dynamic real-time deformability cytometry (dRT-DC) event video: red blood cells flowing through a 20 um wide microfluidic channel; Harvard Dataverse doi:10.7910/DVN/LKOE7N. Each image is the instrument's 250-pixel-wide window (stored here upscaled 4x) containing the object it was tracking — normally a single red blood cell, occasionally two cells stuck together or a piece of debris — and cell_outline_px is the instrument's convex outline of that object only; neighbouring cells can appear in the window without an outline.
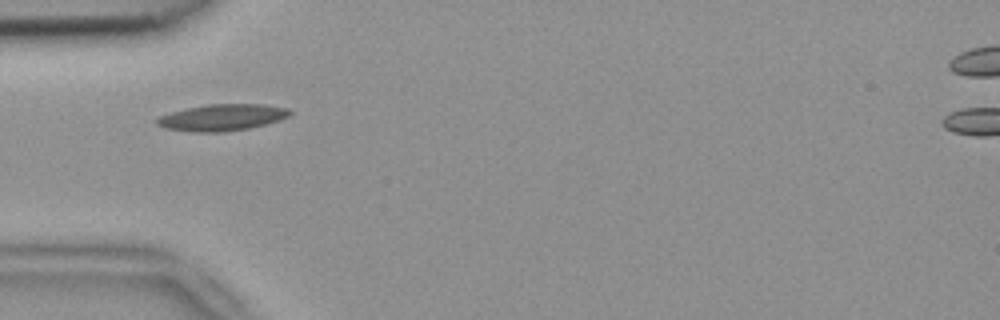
{"species": "common noctule bat (a hibernating species)", "species_latin": "Nyctalus noctula", "temperature_condition": "room temperature", "stored_images_in_passage": 6, "camera_frame_rate_fps": 3000, "um_per_image_px": 0.085, "animal": {"sex": "female", "body_mass_g": 18.4}, "frame": {"image": 1, "passage_image": 4, "time_ms": 1.0, "image_size_px": [1000, 320], "cell_outline_px": [[292, 112], [288, 116], [280, 120], [248, 128], [224, 132], [192, 132], [164, 128], [156, 124], [156, 120], [160, 116], [172, 112], [188, 108], [208, 104], [260, 104], [288, 108]], "centroid_in_image_um": [18.87, 9.99], "position_along_channel_um": 66.1, "area_um2": 20.4}}